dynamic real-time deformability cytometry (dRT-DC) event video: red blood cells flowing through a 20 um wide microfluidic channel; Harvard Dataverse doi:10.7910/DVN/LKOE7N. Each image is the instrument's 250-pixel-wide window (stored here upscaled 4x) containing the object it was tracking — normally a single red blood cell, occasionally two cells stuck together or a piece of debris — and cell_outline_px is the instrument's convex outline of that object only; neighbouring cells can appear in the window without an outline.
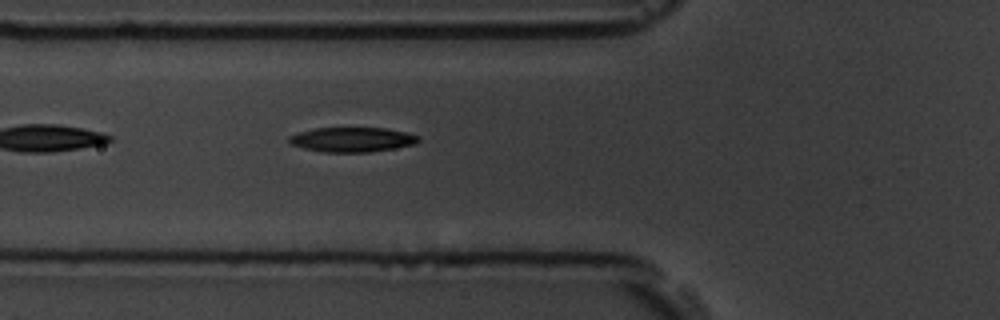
{"species": "common noctule bat (a hibernating species)", "species_latin": "Nyctalus noctula", "temperature_condition": "room temperature", "stored_images_in_passage": 6, "camera_frame_rate_fps": 3000, "um_per_image_px": 0.085, "animal": {"sex": "male", "body_mass_g": 19.5, "forearm_length_mm": 54.6}, "frame": {"image": 1, "passage_image": 6, "time_ms": 6.333, "image_size_px": [1000, 320], "cell_outline_px": [[420, 140], [416, 144], [368, 152], [324, 152], [304, 148], [292, 144], [288, 140], [288, 136], [300, 132], [316, 128], [384, 128], [404, 132], [416, 136]], "centroid_in_image_um": [29.91, 11.86], "position_along_channel_um": 95.9, "area_um2": 18.26}}